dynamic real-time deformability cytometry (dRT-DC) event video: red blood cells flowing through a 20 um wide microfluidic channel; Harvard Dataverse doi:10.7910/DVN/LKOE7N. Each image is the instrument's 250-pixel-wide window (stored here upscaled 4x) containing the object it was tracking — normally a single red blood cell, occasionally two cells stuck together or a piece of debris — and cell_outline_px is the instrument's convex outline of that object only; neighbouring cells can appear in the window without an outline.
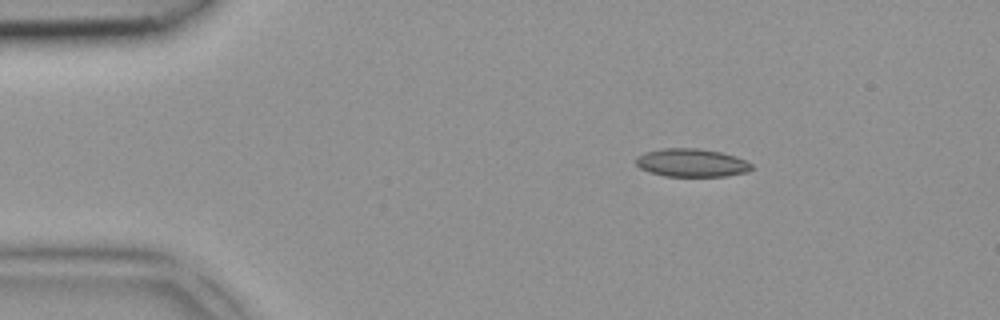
{"species": "common noctule bat (a hibernating species)", "species_latin": "Nyctalus noctula", "temperature_condition": "room temperature", "stored_images_in_passage": 3, "camera_frame_rate_fps": 3000, "um_per_image_px": 0.085, "animal": {"sex": "female", "body_mass_g": 18.4}, "frame": {"image": 1, "passage_image": 1, "time_ms": 0.0, "image_size_px": [1000, 320], "cell_outline_px": [[752, 168], [748, 172], [724, 176], [664, 176], [648, 172], [640, 168], [636, 164], [636, 156], [644, 152], [664, 148], [696, 148], [720, 152], [736, 156], [752, 164]], "centroid_in_image_um": [58.76, 13.84], "position_along_channel_um": 26.2, "area_um2": 19.02}}